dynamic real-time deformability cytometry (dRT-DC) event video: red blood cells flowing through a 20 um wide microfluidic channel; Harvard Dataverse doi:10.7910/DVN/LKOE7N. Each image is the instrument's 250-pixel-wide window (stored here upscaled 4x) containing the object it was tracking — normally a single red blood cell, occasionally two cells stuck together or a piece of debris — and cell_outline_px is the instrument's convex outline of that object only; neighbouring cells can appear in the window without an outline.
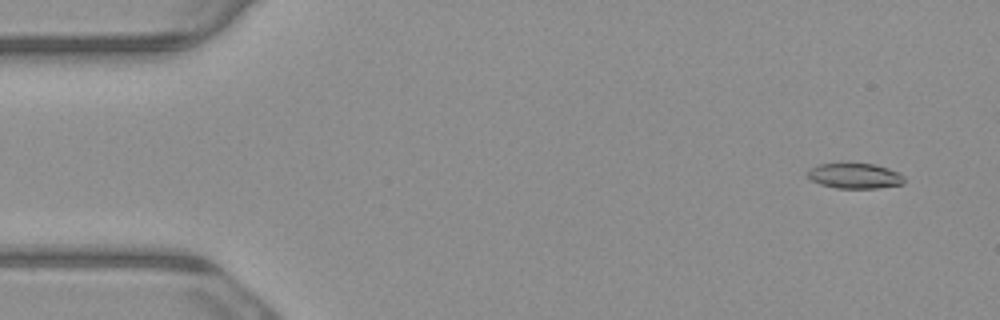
{"species": "common noctule bat (a hibernating species)", "species_latin": "Nyctalus noctula", "temperature_condition": "warm", "stored_images_in_passage": 5, "camera_frame_rate_fps": 3000, "um_per_image_px": 0.085, "animal": {"sex": "male", "body_mass_g": 23.1, "forearm_length_mm": 52.7}, "frame": {"image": 1, "passage_image": 1, "time_ms": 0.0, "image_size_px": [1000, 320], "cell_outline_px": [[904, 184], [876, 188], [836, 188], [820, 184], [812, 180], [808, 176], [808, 168], [820, 164], [840, 160], [876, 164], [888, 168], [904, 176]], "centroid_in_image_um": [72.62, 14.89], "position_along_channel_um": 12.4, "area_um2": 14.91}}